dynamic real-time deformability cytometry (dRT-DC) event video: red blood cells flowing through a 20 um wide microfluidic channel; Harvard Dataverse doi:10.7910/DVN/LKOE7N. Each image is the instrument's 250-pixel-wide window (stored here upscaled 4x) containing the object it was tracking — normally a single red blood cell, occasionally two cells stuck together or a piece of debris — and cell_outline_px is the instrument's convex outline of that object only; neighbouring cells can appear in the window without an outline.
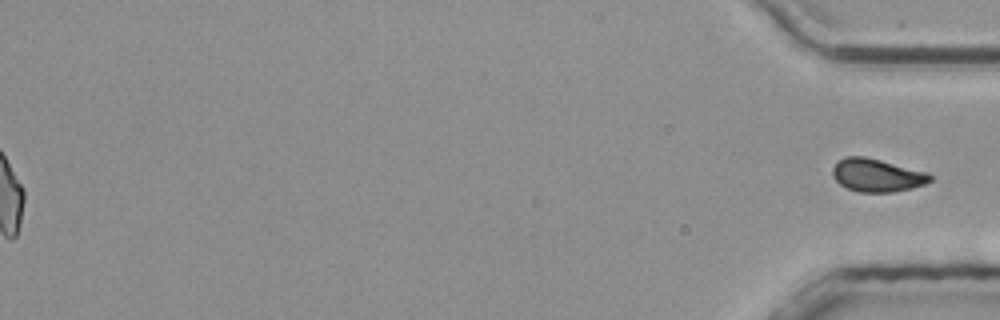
{"species": "common noctule bat (a hibernating species)", "species_latin": "Nyctalus noctula", "temperature_condition": "room temperature", "stored_images_in_passage": 46, "segment_of_instrument_passage": [2, 2], "camera_frame_rate_fps": 3000, "um_per_image_px": 0.085, "animal": {"sex": "male", "body_mass_g": 20.4}, "frame": {"image": 1, "passage_image": 46, "time_ms": 15.0, "image_size_px": [1000, 320], "cell_outline_px": [[932, 180], [924, 184], [912, 188], [892, 192], [856, 192], [840, 184], [832, 176], [832, 168], [844, 156], [864, 156], [928, 172], [932, 176]], "centroid_in_image_um": [74.54, 14.9], "position_along_channel_um": 360.7, "area_um2": 18.73}}